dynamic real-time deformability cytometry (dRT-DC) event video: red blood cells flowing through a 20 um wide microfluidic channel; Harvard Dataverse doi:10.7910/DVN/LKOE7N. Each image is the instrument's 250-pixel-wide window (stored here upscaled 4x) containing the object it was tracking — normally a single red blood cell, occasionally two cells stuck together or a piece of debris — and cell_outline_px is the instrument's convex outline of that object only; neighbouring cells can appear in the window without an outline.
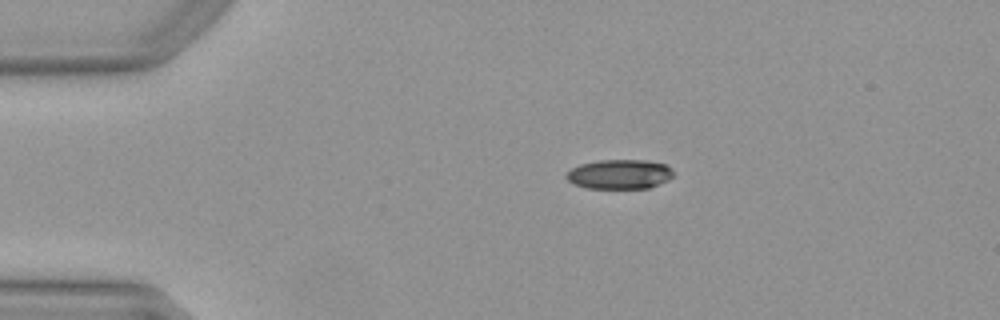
{"species": "Egyptian fruit bat (a non-hibernating species)", "species_latin": "Rousettus aegyptiacus", "temperature_condition": "warm", "stored_images_in_passage": 42, "camera_frame_rate_fps": 3000, "um_per_image_px": 0.085, "animal": {"sex": "female"}, "frame": {"image": 1, "passage_image": 1, "time_ms": 0.0, "image_size_px": [1000, 320], "cell_outline_px": [[672, 176], [668, 180], [648, 188], [584, 188], [568, 180], [564, 176], [572, 168], [580, 164], [600, 160], [644, 160], [664, 164], [672, 172]], "centroid_in_image_um": [52.62, 14.81], "position_along_channel_um": 32.4, "area_um2": 18.15}}
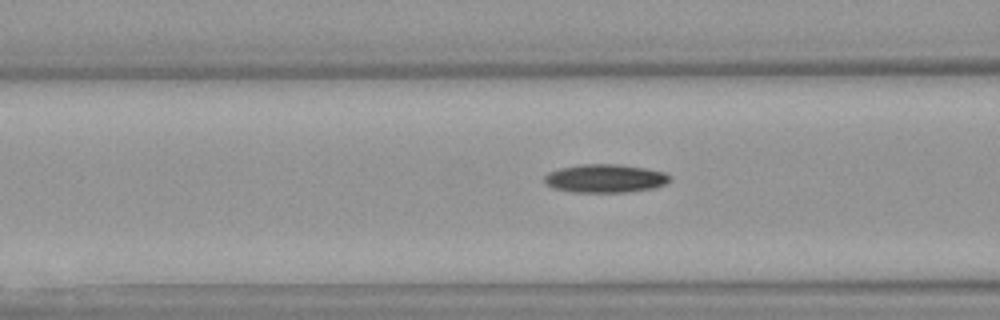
{"frame": {"image": 2, "passage_image": 11, "time_ms": 3.333, "image_size_px": [1000, 320], "cell_outline_px": [[672, 180], [664, 184], [652, 188], [624, 192], [572, 192], [552, 188], [544, 180], [544, 176], [548, 172], [560, 168], [580, 164], [620, 164], [644, 168], [664, 172], [672, 176]], "centroid_in_image_um": [51.43, 15.16], "position_along_channel_um": 115.2, "area_um2": 20.75}}
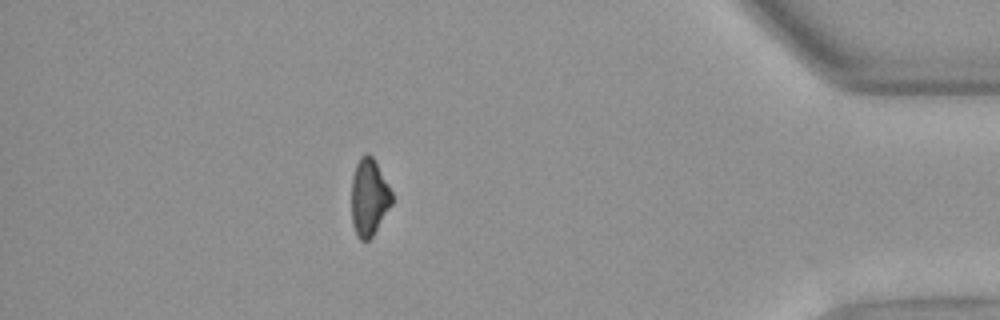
{"frame": {"image": 3, "passage_image": 36, "time_ms": 11.667, "image_size_px": [1000, 320], "cell_outline_px": [[392, 204], [372, 236], [368, 240], [360, 240], [356, 236], [352, 224], [352, 176], [356, 164], [360, 156], [364, 152], [368, 152], [376, 160], [392, 192]], "centroid_in_image_um": [31.36, 16.73], "position_along_channel_um": 403.8, "area_um2": 18.32}, "authors_computed_cell_mechanics": {"area_um2": 19.7965, "velocity_mm_per_s": 4.0051, "shape_relaxation_time_tau1_ms": 4.2643, "shape_relaxation_time_tau2_ms": null, "deformation_change_tau1": 0.1495, "deformation_change_tau2": null}}